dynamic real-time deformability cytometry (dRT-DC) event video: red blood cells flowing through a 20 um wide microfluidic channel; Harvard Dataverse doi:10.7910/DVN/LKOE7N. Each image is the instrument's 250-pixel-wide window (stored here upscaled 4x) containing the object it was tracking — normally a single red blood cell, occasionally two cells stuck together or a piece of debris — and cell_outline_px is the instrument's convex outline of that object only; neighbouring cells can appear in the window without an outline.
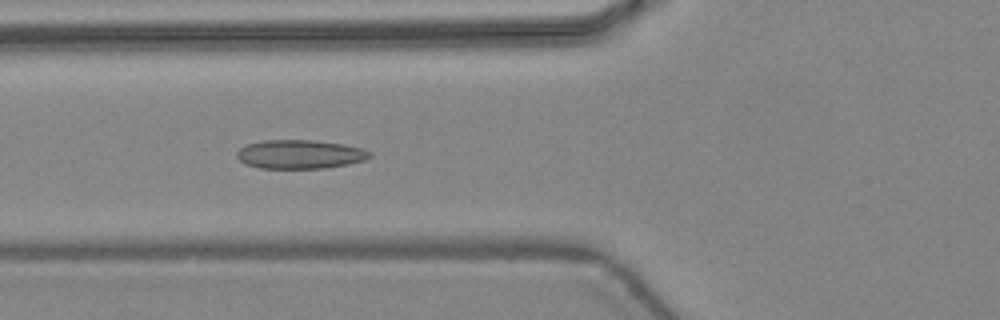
{"species": "common noctule bat (a hibernating species)", "species_latin": "Nyctalus noctula", "temperature_condition": "warm", "stored_images_in_passage": 46, "camera_frame_rate_fps": 3000, "um_per_image_px": 0.085, "animal": {"sex": "female", "body_mass_g": 24.6, "forearm_length_mm": 56.2}, "frame": {"image": 1, "passage_image": 18, "time_ms": 5.667, "image_size_px": [1000, 320], "cell_outline_px": [[372, 156], [364, 160], [348, 164], [328, 168], [260, 168], [244, 164], [236, 156], [236, 152], [240, 148], [248, 144], [264, 140], [312, 140], [344, 144], [364, 148], [372, 152]], "centroid_in_image_um": [25.52, 13.11], "position_along_channel_um": 100.3, "area_um2": 22.48}}
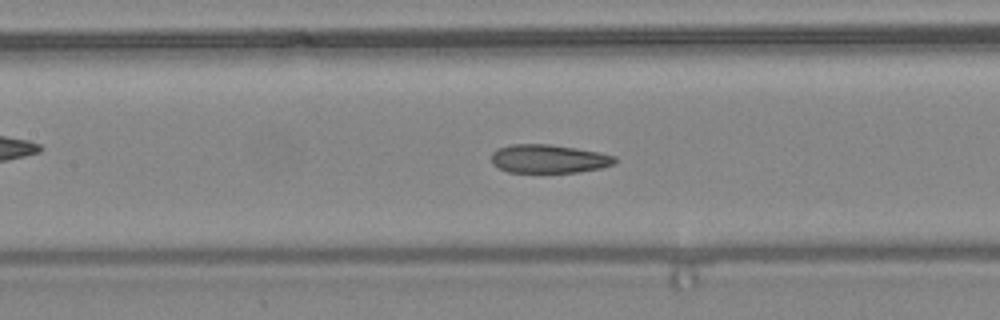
{"frame": {"image": 2, "passage_image": 22, "time_ms": 7.0, "image_size_px": [1000, 320], "cell_outline_px": [[616, 164], [600, 168], [576, 172], [508, 172], [492, 164], [492, 152], [496, 148], [512, 144], [548, 144], [576, 148], [600, 152], [616, 156]], "centroid_in_image_um": [46.65, 13.49], "position_along_channel_um": 160.8, "area_um2": 20.58}}
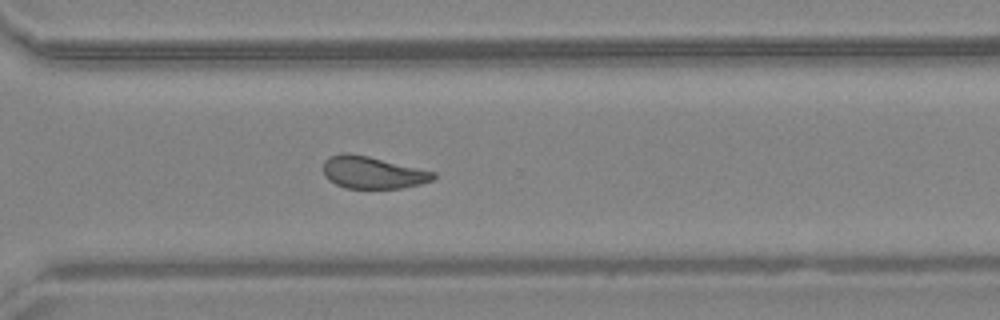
{"frame": {"image": 3, "passage_image": 34, "time_ms": 11.0, "image_size_px": [1000, 320], "cell_outline_px": [[436, 176], [432, 180], [420, 184], [400, 188], [344, 188], [328, 180], [324, 176], [324, 160], [328, 156], [340, 152], [348, 152], [368, 156], [436, 172]], "centroid_in_image_um": [31.63, 14.65], "position_along_channel_um": 339.0, "area_um2": 20.75}, "authors_computed_cell_mechanics": {"area_um2": 21.7617, "velocity_mm_per_s": 4.4757, "shape_relaxation_time_tau1_ms": null, "shape_relaxation_time_tau2_ms": 1.9612, "deformation_change_tau1": null, "deformation_change_tau2": 0.0779}}